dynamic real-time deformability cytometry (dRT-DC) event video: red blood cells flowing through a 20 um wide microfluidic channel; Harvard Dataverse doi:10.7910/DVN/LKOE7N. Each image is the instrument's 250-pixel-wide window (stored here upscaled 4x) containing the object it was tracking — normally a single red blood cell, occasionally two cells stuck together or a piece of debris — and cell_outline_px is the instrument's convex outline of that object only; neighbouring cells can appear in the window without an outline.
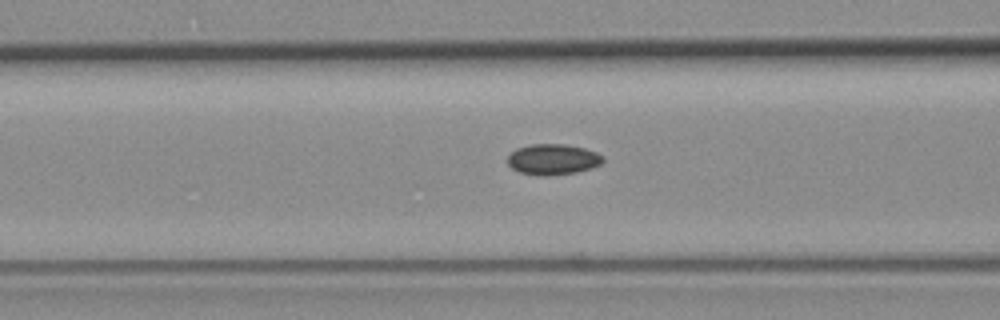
{"species": "common noctule bat (a hibernating species)", "species_latin": "Nyctalus noctula", "temperature_condition": "room temperature", "stored_images_in_passage": 42, "camera_frame_rate_fps": 3000, "um_per_image_px": 0.085, "animal": {"sex": "female", "body_mass_g": 19.3, "forearm_length_mm": 54.1}, "frame": {"image": 1, "passage_image": 11, "time_ms": 3.333, "image_size_px": [1000, 320], "cell_outline_px": [[604, 160], [600, 164], [592, 168], [576, 172], [548, 176], [540, 176], [520, 172], [512, 168], [508, 164], [508, 156], [516, 148], [532, 144], [564, 144], [584, 148], [596, 152], [604, 156]], "centroid_in_image_um": [47.0, 13.55], "position_along_channel_um": 119.6, "area_um2": 17.11}}
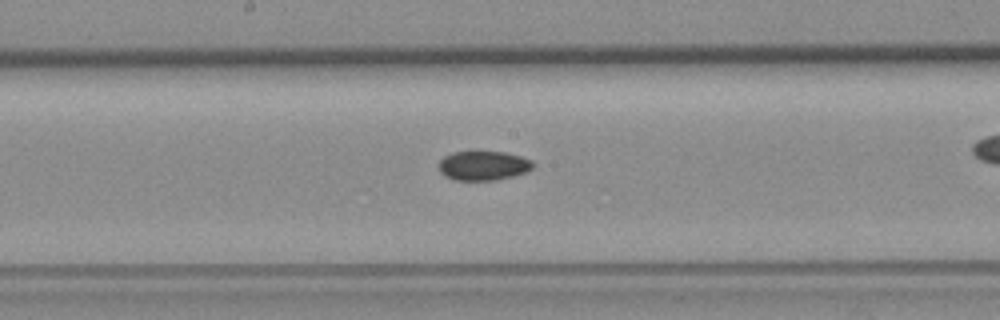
{"frame": {"image": 2, "passage_image": 18, "time_ms": 5.667, "image_size_px": [1000, 320], "cell_outline_px": [[532, 168], [524, 172], [512, 176], [496, 180], [456, 180], [444, 176], [440, 172], [440, 160], [444, 156], [452, 152], [504, 152], [520, 156], [532, 160]], "centroid_in_image_um": [41.06, 14.08], "position_along_channel_um": 207.1, "area_um2": 15.9}}
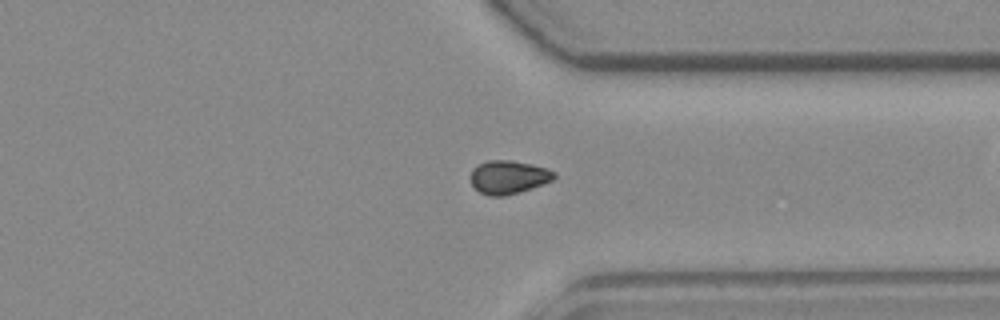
{"frame": {"image": 3, "passage_image": 31, "time_ms": 10.0, "image_size_px": [1000, 320], "cell_outline_px": [[556, 176], [552, 180], [544, 184], [520, 192], [504, 196], [488, 196], [480, 192], [472, 184], [472, 168], [476, 164], [488, 160], [512, 160], [532, 164], [556, 172]], "centroid_in_image_um": [43.22, 15.05], "position_along_channel_um": 368.2, "area_um2": 16.3}}